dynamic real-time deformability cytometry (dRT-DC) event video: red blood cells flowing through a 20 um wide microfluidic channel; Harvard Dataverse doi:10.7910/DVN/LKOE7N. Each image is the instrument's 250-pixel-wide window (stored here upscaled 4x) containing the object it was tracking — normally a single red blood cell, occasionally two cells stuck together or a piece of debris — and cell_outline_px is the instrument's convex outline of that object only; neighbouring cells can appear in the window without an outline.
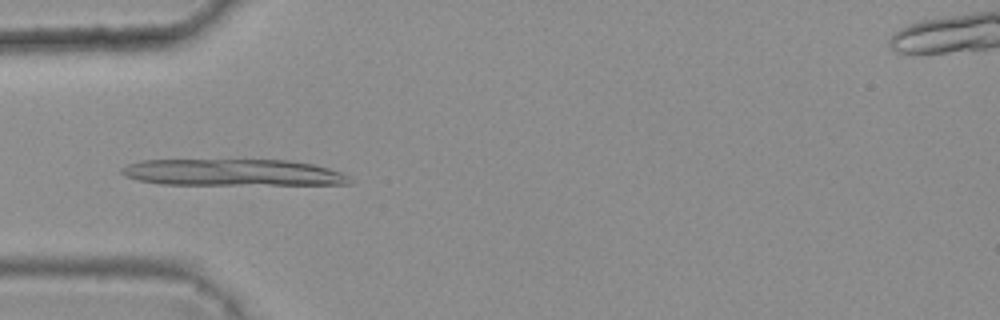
{"species": "common noctule bat (a hibernating species)", "species_latin": "Nyctalus noctula", "temperature_condition": "warm", "stored_images_in_passage": 44, "camera_frame_rate_fps": 3000, "um_per_image_px": 0.085, "animal": {"sex": "female", "body_mass_g": 25.1}, "frame": {"image": 1, "passage_image": 16, "time_ms": 5.0, "image_size_px": [1000, 320], "cell_outline_px": [[352, 184], [160, 184], [136, 180], [124, 176], [120, 172], [120, 168], [128, 164], [140, 160], [288, 160], [312, 164], [328, 168], [340, 172], [348, 176], [352, 180]], "centroid_in_image_um": [19.73, 14.66], "position_along_channel_um": 65.3, "area_um2": 35.32}}
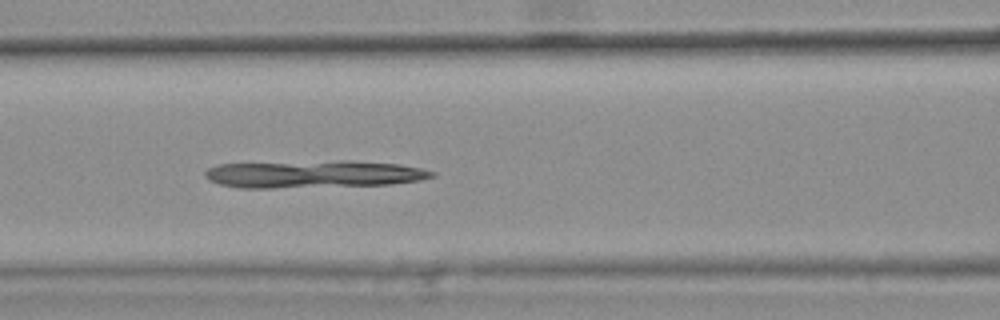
{"frame": {"image": 2, "passage_image": 22, "time_ms": 7.0, "image_size_px": [1000, 320], "cell_outline_px": [[436, 176], [420, 180], [392, 184], [272, 188], [240, 188], [220, 184], [208, 180], [204, 176], [204, 172], [208, 168], [216, 164], [340, 160], [352, 160], [400, 164], [420, 168], [436, 172]], "centroid_in_image_um": [26.65, 14.79], "position_along_channel_um": 140.0, "area_um2": 36.59}}
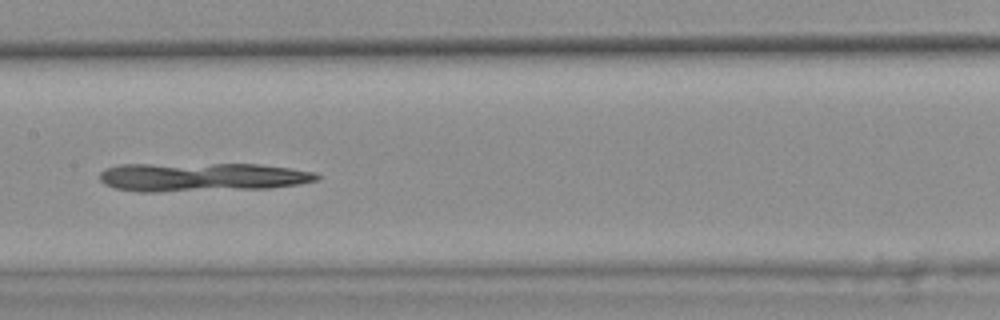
{"frame": {"image": 3, "passage_image": 26, "time_ms": 8.333, "image_size_px": [1000, 320], "cell_outline_px": [[320, 176], [316, 180], [300, 184], [268, 188], [156, 192], [136, 192], [112, 188], [104, 184], [100, 180], [100, 172], [104, 168], [120, 164], [260, 164], [288, 168], [312, 172]], "centroid_in_image_um": [17.06, 15.05], "position_along_channel_um": 190.3, "area_um2": 36.53}}